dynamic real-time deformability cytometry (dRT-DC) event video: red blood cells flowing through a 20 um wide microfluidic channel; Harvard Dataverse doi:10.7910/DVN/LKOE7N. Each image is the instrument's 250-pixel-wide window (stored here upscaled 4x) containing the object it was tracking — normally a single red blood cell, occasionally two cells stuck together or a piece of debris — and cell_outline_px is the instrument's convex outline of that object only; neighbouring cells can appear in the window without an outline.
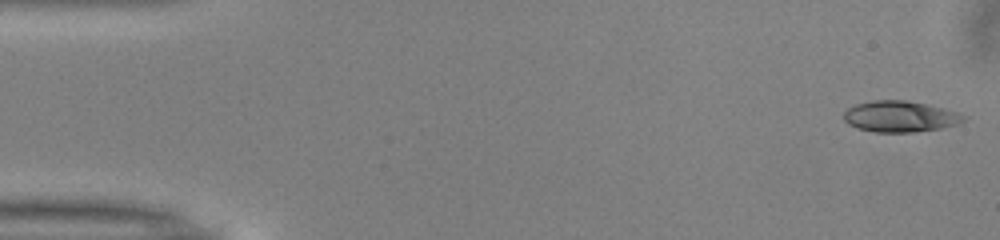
{"species": "common noctule bat (a hibernating species)", "species_latin": "Nyctalus noctula", "temperature_condition": "warm", "stored_images_in_passage": 50, "camera_frame_rate_fps": 3000, "um_per_image_px": 0.085, "animal": {"sex": "male", "body_mass_g": 13.0, "forearm_length_mm": 53.1}, "frame": {"image": 1, "passage_image": 1, "time_ms": 0.0, "image_size_px": [1000, 240], "cell_outline_px": [[968, 116], [964, 120], [956, 124], [940, 128], [912, 132], [876, 132], [856, 128], [848, 124], [844, 120], [844, 112], [848, 108], [856, 104], [872, 100], [904, 100], [944, 108]], "centroid_in_image_um": [76.48, 9.9], "position_along_channel_um": 8.5, "area_um2": 21.56}}
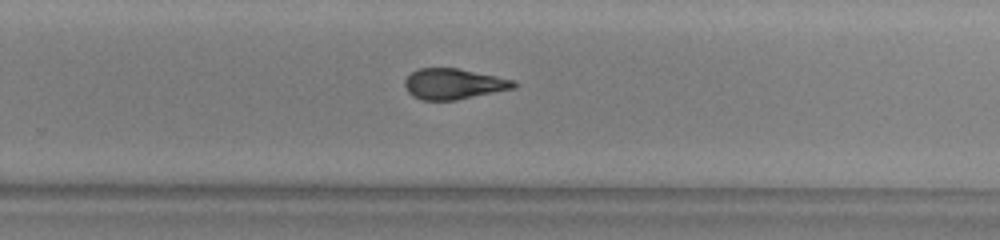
{"frame": {"image": 2, "passage_image": 32, "time_ms": 10.333, "image_size_px": [1000, 240], "cell_outline_px": [[520, 84], [516, 88], [456, 100], [424, 100], [412, 96], [408, 92], [404, 84], [404, 80], [412, 72], [420, 68], [456, 68], [516, 80]], "centroid_in_image_um": [38.6, 7.14], "position_along_channel_um": 291.2, "area_um2": 19.54}}
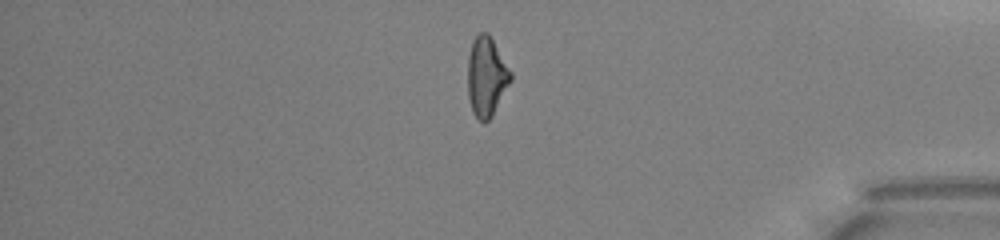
{"frame": {"image": 3, "passage_image": 42, "time_ms": 13.667, "image_size_px": [1000, 240], "cell_outline_px": [[512, 80], [492, 116], [484, 124], [472, 112], [468, 96], [468, 56], [472, 40], [480, 32], [488, 32], [512, 72]], "centroid_in_image_um": [41.35, 6.51], "position_along_channel_um": 393.8, "area_um2": 20.0}, "authors_computed_cell_mechanics": {"area_um2": 20.3745, "velocity_mm_per_s": 4.0381, "shape_relaxation_time_tau1_ms": 5.0964, "shape_relaxation_time_tau2_ms": 1.9212, "deformation_change_tau1": 0.189, "deformation_change_tau2": 0.102}}